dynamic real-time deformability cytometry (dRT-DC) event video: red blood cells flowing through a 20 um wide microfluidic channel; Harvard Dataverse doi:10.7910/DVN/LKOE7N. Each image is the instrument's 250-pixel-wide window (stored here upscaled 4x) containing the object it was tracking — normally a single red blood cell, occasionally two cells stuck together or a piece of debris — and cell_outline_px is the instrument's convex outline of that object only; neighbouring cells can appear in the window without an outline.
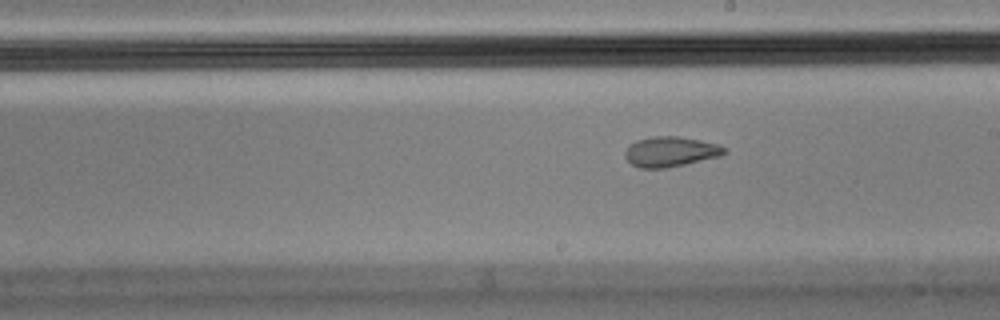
{"species": "Egyptian fruit bat (a non-hibernating species)", "species_latin": "Rousettus aegyptiacus", "temperature_condition": "cold", "stored_images_in_passage": 10, "segment_of_instrument_passage": [2, 2], "camera_frame_rate_fps": 3000, "um_per_image_px": 0.085, "animal": {"sex": "male"}, "frame": {"image": 1, "passage_image": 10, "time_ms": 3.0, "image_size_px": [1000, 320], "cell_outline_px": [[728, 152], [720, 156], [684, 164], [664, 168], [640, 168], [632, 164], [624, 156], [624, 152], [636, 140], [652, 136], [676, 136], [700, 140], [720, 144], [728, 148]], "centroid_in_image_um": [57.03, 12.88], "position_along_channel_um": 232.0, "area_um2": 17.4}}